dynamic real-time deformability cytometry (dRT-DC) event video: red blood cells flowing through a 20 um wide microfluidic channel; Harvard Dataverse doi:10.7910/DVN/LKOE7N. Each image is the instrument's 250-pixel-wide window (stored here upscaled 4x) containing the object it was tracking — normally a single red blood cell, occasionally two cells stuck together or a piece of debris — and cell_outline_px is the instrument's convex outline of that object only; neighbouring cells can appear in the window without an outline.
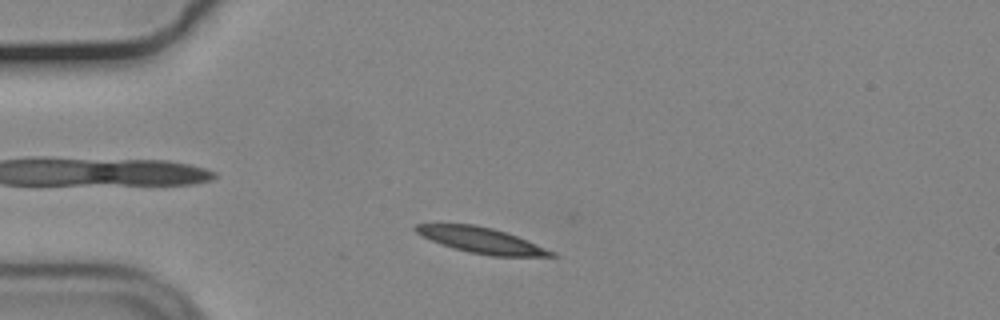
{"species": "common noctule bat (a hibernating species)", "species_latin": "Nyctalus noctula", "temperature_condition": "cold", "stored_images_in_passage": 44, "camera_frame_rate_fps": 3000, "um_per_image_px": 0.085, "animal": {"sex": "male", "body_mass_g": 19.2, "forearm_length_mm": 51.8}, "frame": {"image": 1, "passage_image": 6, "time_ms": 1.667, "image_size_px": [1000, 320], "cell_outline_px": [[556, 256], [492, 256], [468, 252], [452, 248], [440, 244], [420, 236], [412, 228], [416, 224], [476, 224], [508, 232], [556, 252]], "centroid_in_image_um": [40.89, 20.42], "position_along_channel_um": 44.1, "area_um2": 20.46}}
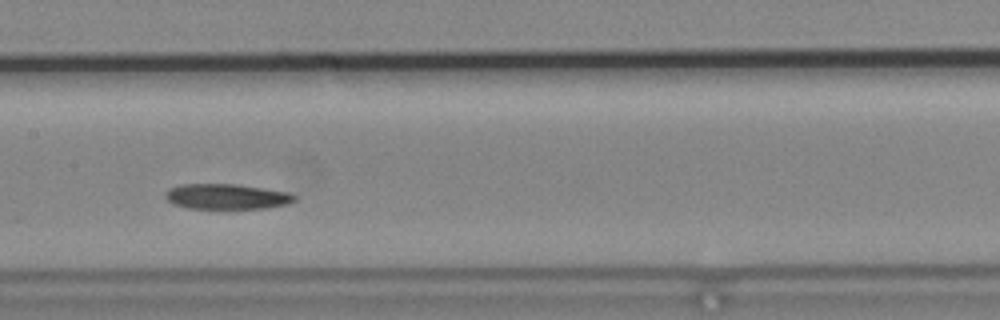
{"frame": {"image": 2, "passage_image": 20, "time_ms": 6.333, "image_size_px": [1000, 320], "cell_outline_px": [[296, 200], [288, 204], [268, 208], [188, 208], [172, 204], [164, 196], [164, 192], [168, 188], [180, 184], [236, 184], [288, 192], [296, 196]], "centroid_in_image_um": [19.23, 16.7], "position_along_channel_um": 188.2, "area_um2": 19.13}}
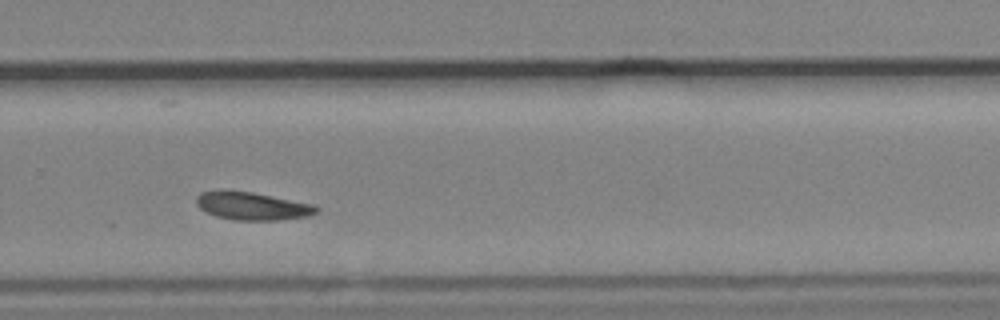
{"frame": {"image": 3, "passage_image": 30, "time_ms": 9.667, "image_size_px": [1000, 320], "cell_outline_px": [[320, 208], [316, 212], [308, 216], [280, 220], [236, 220], [216, 216], [204, 212], [196, 204], [196, 196], [200, 192], [220, 188], [252, 192], [312, 204]], "centroid_in_image_um": [21.35, 17.49], "position_along_channel_um": 308.4, "area_um2": 19.83}, "authors_computed_cell_mechanics": {"area_um2": 19.652, "velocity_mm_per_s": 3.6277, "shape_relaxation_time_tau1_ms": 7.4206, "shape_relaxation_time_tau2_ms": null, "deformation_change_tau1": 0.1462, "deformation_change_tau2": null}}